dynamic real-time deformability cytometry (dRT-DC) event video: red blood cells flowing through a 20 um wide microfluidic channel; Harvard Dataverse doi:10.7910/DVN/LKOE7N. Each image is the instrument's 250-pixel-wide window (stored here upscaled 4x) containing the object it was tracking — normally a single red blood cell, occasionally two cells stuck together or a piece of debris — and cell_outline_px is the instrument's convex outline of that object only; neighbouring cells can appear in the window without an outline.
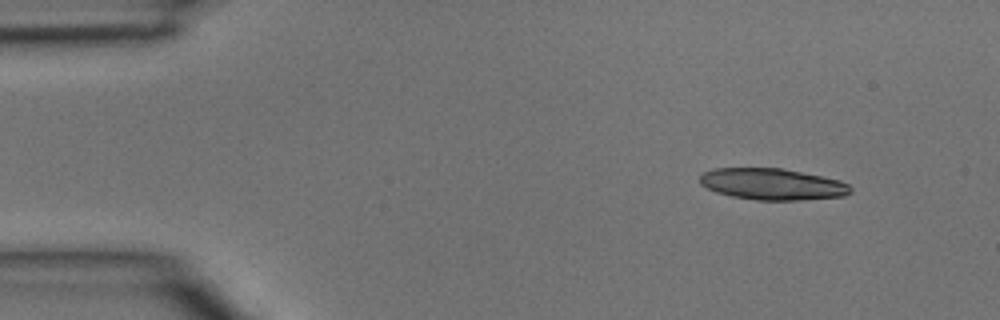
{"species": "common noctule bat (a hibernating species)", "species_latin": "Nyctalus noctula", "temperature_condition": "room temperature", "stored_images_in_passage": 3, "camera_frame_rate_fps": 3000, "um_per_image_px": 0.085, "animal": {"sex": "male", "body_mass_g": 15.6}, "frame": {"image": 1, "passage_image": 1, "time_ms": 0.0, "image_size_px": [1000, 320], "cell_outline_px": [[852, 192], [844, 196], [796, 200], [756, 200], [732, 196], [716, 192], [700, 184], [700, 176], [704, 172], [716, 168], [780, 168], [840, 180], [848, 184], [852, 188]], "centroid_in_image_um": [65.65, 15.65], "position_along_channel_um": 19.4, "area_um2": 27.4}}